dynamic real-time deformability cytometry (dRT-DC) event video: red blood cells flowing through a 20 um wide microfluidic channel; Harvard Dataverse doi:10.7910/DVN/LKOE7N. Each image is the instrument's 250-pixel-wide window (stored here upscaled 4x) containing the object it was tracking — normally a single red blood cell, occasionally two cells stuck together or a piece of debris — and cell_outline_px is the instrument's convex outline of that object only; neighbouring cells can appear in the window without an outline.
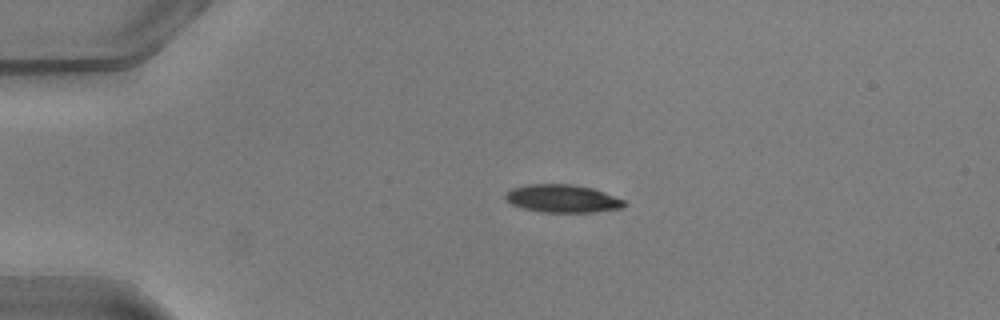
{"species": "common noctule bat (a hibernating species)", "species_latin": "Nyctalus noctula", "temperature_condition": "warm", "stored_images_in_passage": 40, "camera_frame_rate_fps": 3000, "um_per_image_px": 0.085, "animal": {"sex": "male", "body_mass_g": 20.5, "forearm_length_mm": 52.5}, "frame": {"image": 1, "passage_image": 1, "time_ms": 0.0, "image_size_px": [1000, 320], "cell_outline_px": [[628, 204], [620, 208], [588, 212], [540, 212], [520, 208], [504, 200], [504, 196], [512, 188], [528, 184], [572, 184], [592, 188], [604, 192], [624, 200]], "centroid_in_image_um": [47.76, 16.88], "position_along_channel_um": 37.2, "area_um2": 19.31}}
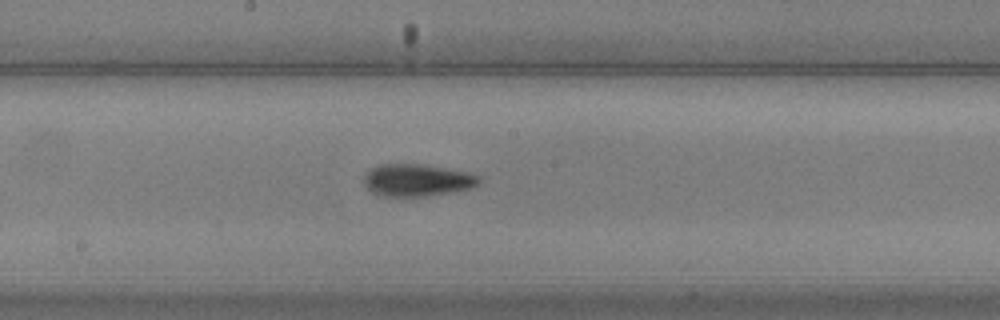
{"frame": {"image": 2, "passage_image": 17, "time_ms": 5.333, "image_size_px": [1000, 320], "cell_outline_px": [[480, 184], [472, 188], [424, 196], [384, 196], [372, 192], [364, 184], [364, 176], [368, 168], [380, 164], [424, 164], [468, 172], [480, 176]], "centroid_in_image_um": [35.44, 15.3], "position_along_channel_um": 212.8, "area_um2": 21.68}}
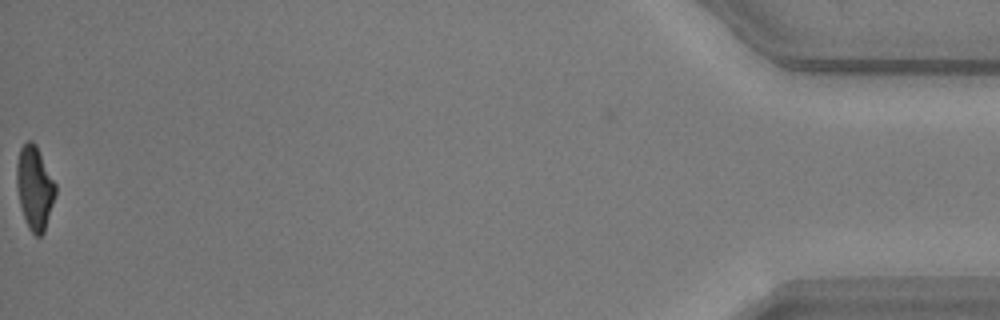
{"frame": {"image": 3, "passage_image": 40, "time_ms": 13.0, "image_size_px": [1000, 320], "cell_outline_px": [[56, 192], [44, 232], [40, 236], [36, 236], [28, 228], [20, 204], [16, 184], [16, 164], [20, 148], [28, 140], [32, 140], [36, 144], [56, 184]], "centroid_in_image_um": [2.94, 15.93], "position_along_channel_um": 432.3, "area_um2": 18.79}, "authors_computed_cell_mechanics": {"area_um2": 20.2011, "velocity_mm_per_s": 4.0896, "shape_relaxation_time_tau1_ms": 2.8467, "shape_relaxation_time_tau2_ms": 2.5869, "deformation_change_tau1": 0.1568, "deformation_change_tau2": 0.1023}}